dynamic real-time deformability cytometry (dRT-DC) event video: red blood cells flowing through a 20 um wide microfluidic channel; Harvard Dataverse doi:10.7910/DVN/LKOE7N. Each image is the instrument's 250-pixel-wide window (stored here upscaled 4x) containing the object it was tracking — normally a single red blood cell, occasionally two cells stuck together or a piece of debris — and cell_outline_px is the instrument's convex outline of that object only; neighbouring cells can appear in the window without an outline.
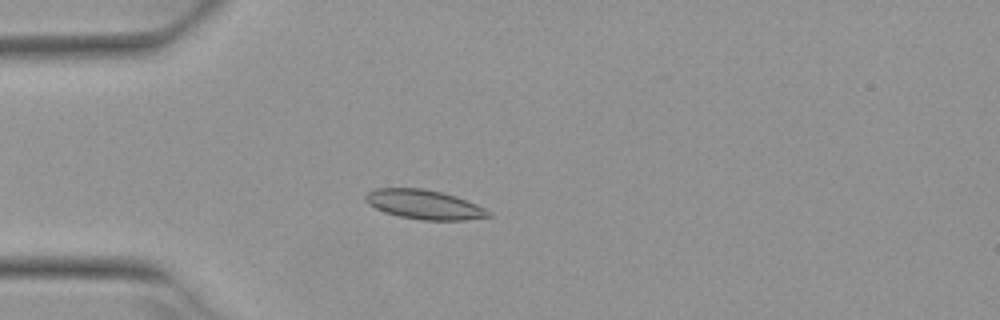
{"species": "Egyptian fruit bat (a non-hibernating species)", "species_latin": "Rousettus aegyptiacus", "temperature_condition": "warm", "stored_images_in_passage": 4, "camera_frame_rate_fps": 3000, "um_per_image_px": 0.085, "animal": {"sex": "female"}, "frame": {"image": 1, "passage_image": 4, "time_ms": 1.0, "image_size_px": [1000, 320], "cell_outline_px": [[492, 216], [464, 220], [424, 220], [400, 216], [384, 212], [368, 204], [364, 200], [364, 196], [368, 192], [376, 188], [424, 188], [456, 196], [476, 204], [492, 212]], "centroid_in_image_um": [36.05, 17.38], "position_along_channel_um": 48.9, "area_um2": 20.98}}